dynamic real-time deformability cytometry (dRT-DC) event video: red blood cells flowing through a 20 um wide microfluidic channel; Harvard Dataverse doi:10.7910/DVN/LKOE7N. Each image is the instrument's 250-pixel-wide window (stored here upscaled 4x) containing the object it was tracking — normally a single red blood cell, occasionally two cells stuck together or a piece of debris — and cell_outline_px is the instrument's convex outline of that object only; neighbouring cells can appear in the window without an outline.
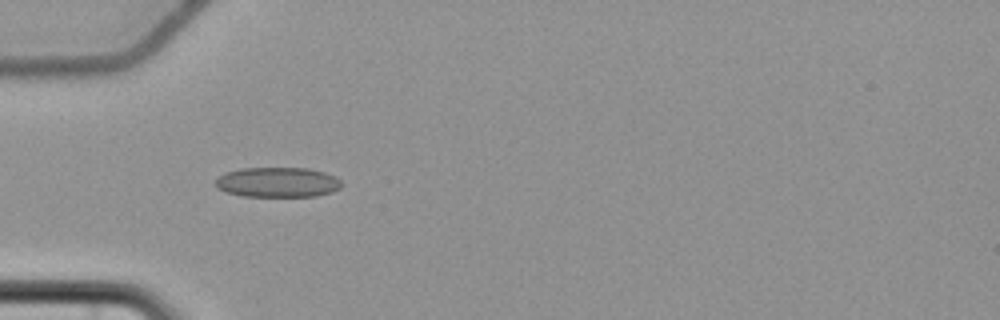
{"species": "common noctule bat (a hibernating species)", "species_latin": "Nyctalus noctula", "temperature_condition": "cold", "stored_images_in_passage": 40, "camera_frame_rate_fps": 3000, "um_per_image_px": 0.085, "animal": {"sex": "female", "body_mass_g": 22.7, "forearm_length_mm": 54.2}, "frame": {"image": 1, "passage_image": 2, "time_ms": 0.333, "image_size_px": [1000, 320], "cell_outline_px": [[344, 184], [340, 188], [332, 192], [316, 196], [244, 196], [228, 192], [216, 188], [216, 180], [220, 176], [228, 172], [244, 168], [308, 168], [324, 172], [336, 176]], "centroid_in_image_um": [23.66, 15.49], "position_along_channel_um": 61.3, "area_um2": 21.96}}
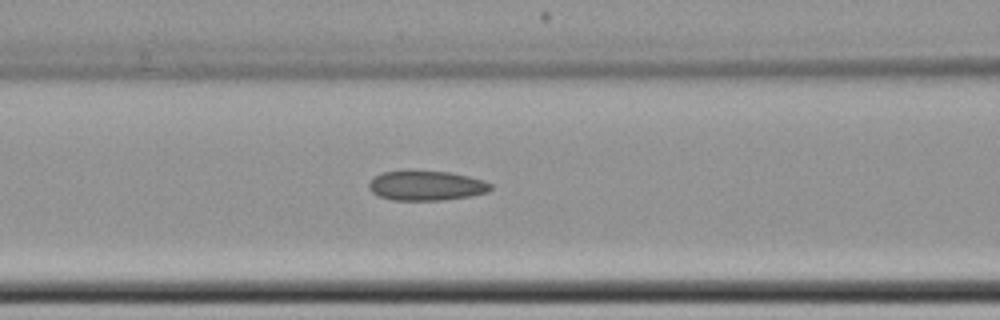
{"frame": {"image": 2, "passage_image": 8, "time_ms": 2.333, "image_size_px": [1000, 320], "cell_outline_px": [[492, 188], [488, 192], [472, 196], [440, 200], [392, 200], [380, 196], [372, 192], [368, 188], [368, 184], [376, 176], [384, 172], [452, 172], [484, 180], [492, 184]], "centroid_in_image_um": [36.29, 15.8], "position_along_channel_um": 130.3, "area_um2": 20.75}}
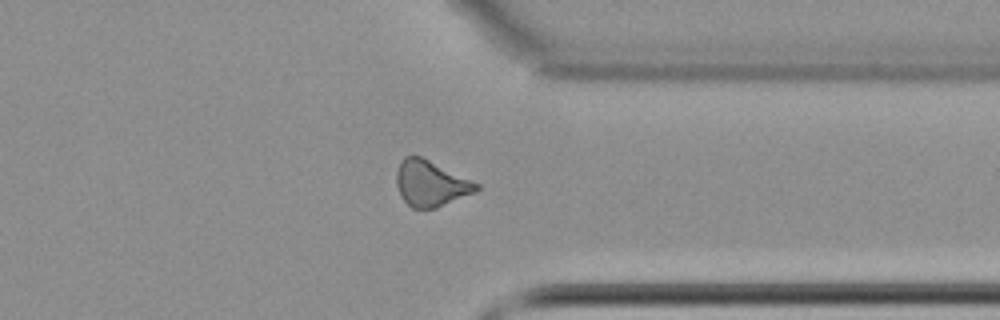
{"frame": {"image": 3, "passage_image": 28, "time_ms": 9.0, "image_size_px": [1000, 320], "cell_outline_px": [[480, 188], [476, 192], [436, 208], [412, 208], [400, 196], [396, 184], [396, 172], [400, 160], [404, 156], [420, 156], [480, 184]], "centroid_in_image_um": [36.59, 15.6], "position_along_channel_um": 374.8, "area_um2": 21.27}, "authors_computed_cell_mechanics": {"area_um2": 21.097, "velocity_mm_per_s": 3.6967, "shape_relaxation_time_tau1_ms": null, "shape_relaxation_time_tau2_ms": 5.6369, "deformation_change_tau1": null, "deformation_change_tau2": 0.129}}